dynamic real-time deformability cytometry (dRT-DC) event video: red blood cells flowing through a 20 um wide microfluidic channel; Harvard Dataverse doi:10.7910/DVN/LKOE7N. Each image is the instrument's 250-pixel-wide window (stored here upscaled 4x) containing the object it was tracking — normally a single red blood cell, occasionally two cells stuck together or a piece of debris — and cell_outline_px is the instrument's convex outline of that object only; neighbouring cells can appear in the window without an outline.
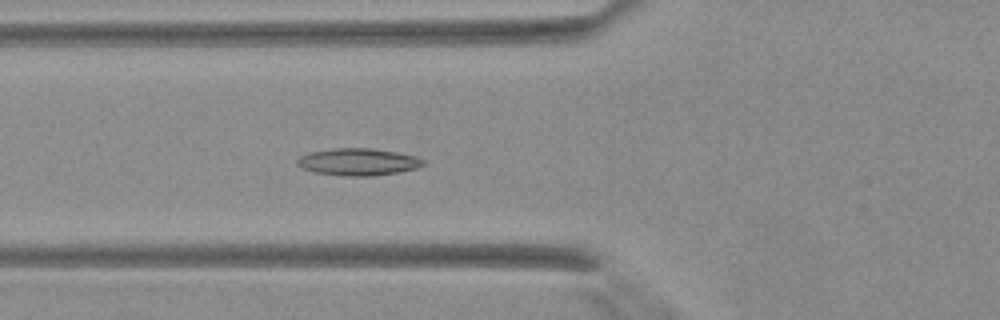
{"species": "Egyptian fruit bat (a non-hibernating species)", "species_latin": "Rousettus aegyptiacus", "temperature_condition": "warm", "stored_images_in_passage": 33, "camera_frame_rate_fps": 3000, "um_per_image_px": 0.085, "animal": {"sex": "female"}, "frame": {"image": 1, "passage_image": 7, "time_ms": 2.0, "image_size_px": [1000, 320], "cell_outline_px": [[424, 164], [416, 168], [400, 172], [372, 176], [340, 176], [316, 172], [304, 168], [296, 164], [296, 160], [300, 156], [312, 152], [332, 148], [372, 148], [396, 152], [416, 156], [424, 160]], "centroid_in_image_um": [30.45, 13.76], "position_along_channel_um": 95.3, "area_um2": 19.88}}
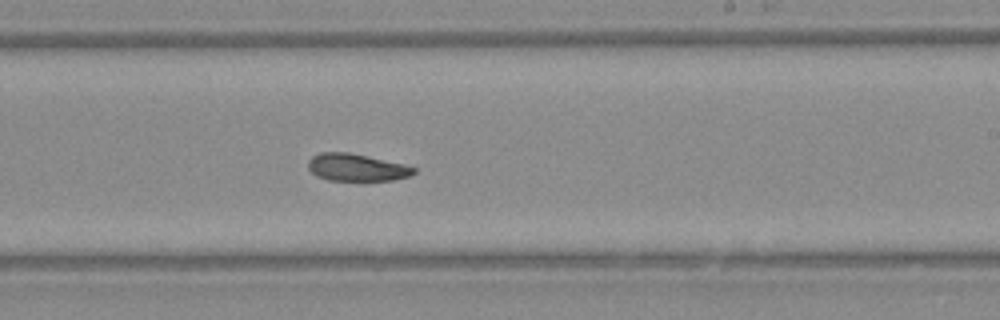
{"frame": {"image": 2, "passage_image": 17, "time_ms": 5.333, "image_size_px": [1000, 320], "cell_outline_px": [[416, 172], [408, 176], [392, 180], [328, 180], [316, 176], [308, 168], [308, 160], [312, 156], [320, 152], [348, 152], [404, 164], [416, 168]], "centroid_in_image_um": [30.28, 14.23], "position_along_channel_um": 258.7, "area_um2": 16.7}}
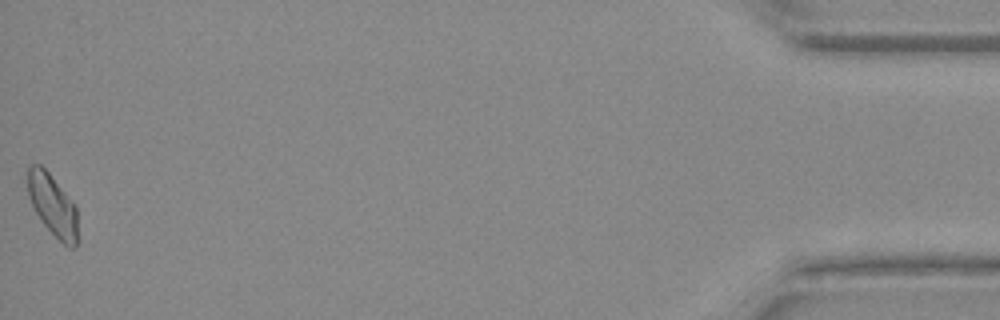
{"frame": {"image": 3, "passage_image": 33, "time_ms": 10.667, "image_size_px": [1000, 320], "cell_outline_px": [[80, 240], [72, 248], [68, 248], [44, 224], [36, 212], [28, 196], [28, 168], [32, 164], [40, 164], [48, 172], [64, 192], [76, 208]], "centroid_in_image_um": [4.51, 17.49], "position_along_channel_um": 430.7, "area_um2": 17.74}}